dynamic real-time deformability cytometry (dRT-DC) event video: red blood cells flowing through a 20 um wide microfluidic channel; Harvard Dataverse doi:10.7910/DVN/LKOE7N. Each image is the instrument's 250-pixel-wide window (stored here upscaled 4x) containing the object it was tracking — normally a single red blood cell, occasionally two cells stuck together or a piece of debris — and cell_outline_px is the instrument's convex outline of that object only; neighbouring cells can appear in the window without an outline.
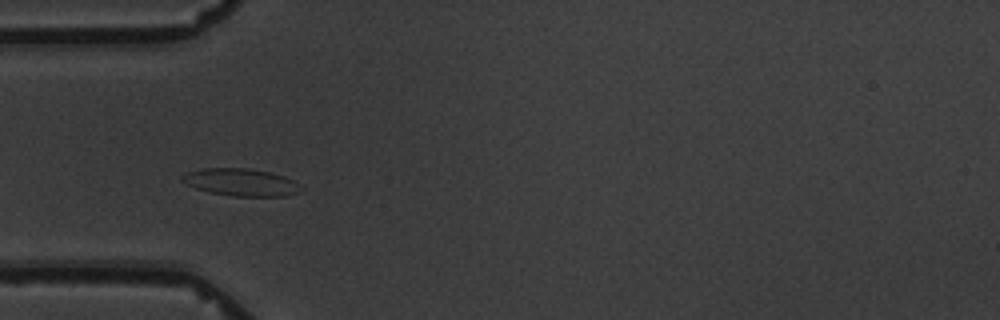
{"species": "common noctule bat (a hibernating species)", "species_latin": "Nyctalus noctula", "temperature_condition": "warm", "stored_images_in_passage": 5, "camera_frame_rate_fps": 3000, "um_per_image_px": 0.085, "animal": {"sex": "male", "body_mass_g": 19.5, "forearm_length_mm": 54.6}, "frame": {"image": 1, "passage_image": 4, "time_ms": 3.667, "image_size_px": [1000, 320], "cell_outline_px": [[304, 188], [296, 192], [284, 196], [232, 196], [208, 192], [184, 184], [180, 180], [180, 176], [188, 172], [204, 168], [248, 168], [268, 172], [284, 176], [292, 180]], "centroid_in_image_um": [20.42, 15.49], "position_along_channel_um": 64.6, "area_um2": 18.9}}
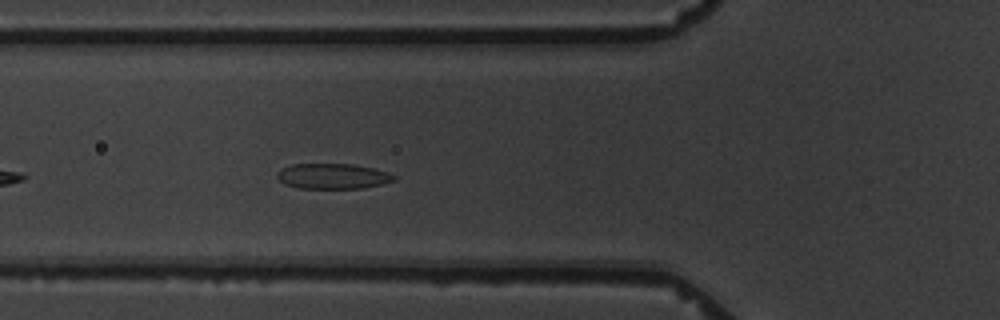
{"frame": {"image": 2, "passage_image": 5, "time_ms": 4.667, "image_size_px": [1000, 320], "cell_outline_px": [[396, 180], [364, 188], [300, 188], [284, 184], [276, 176], [276, 172], [292, 164], [352, 164], [372, 168], [388, 172], [396, 176]], "centroid_in_image_um": [28.29, 14.97], "position_along_channel_um": 97.5, "area_um2": 17.17}}